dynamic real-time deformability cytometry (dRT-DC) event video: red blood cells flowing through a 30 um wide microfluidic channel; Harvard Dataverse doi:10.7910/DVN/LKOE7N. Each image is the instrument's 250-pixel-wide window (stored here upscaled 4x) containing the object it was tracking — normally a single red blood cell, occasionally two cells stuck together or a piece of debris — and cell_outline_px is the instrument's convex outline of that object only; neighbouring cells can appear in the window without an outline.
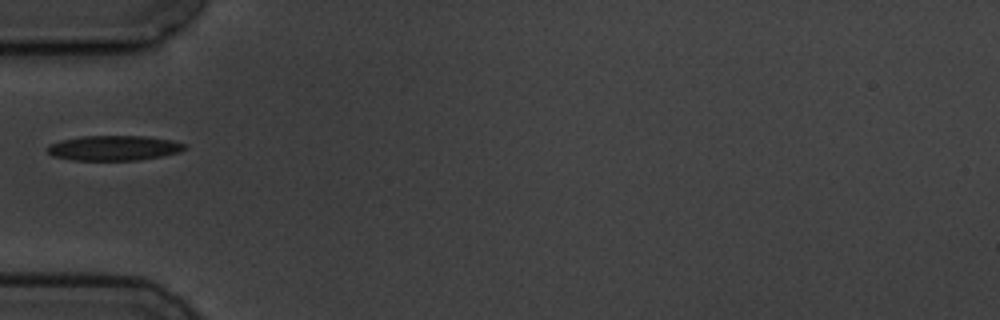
{"species": "common noctule bat (a hibernating species)", "species_latin": "Nyctalus noctula", "temperature_condition": "cold", "stored_images_in_passage": 1, "camera_frame_rate_fps": 3000, "um_per_image_px": 0.085, "animal": {"sex": "male", "body_mass_g": 19.5, "forearm_length_mm": 54.6}, "frame": {"image": 1, "passage_image": 1, "time_ms": 0.0, "image_size_px": [1000, 320], "cell_outline_px": [[188, 148], [180, 152], [140, 160], [72, 160], [52, 156], [48, 152], [48, 144], [60, 140], [80, 136], [148, 136], [172, 140], [188, 144]], "centroid_in_image_um": [9.71, 12.57], "position_along_channel_um": 75.3, "area_um2": 20.23}}